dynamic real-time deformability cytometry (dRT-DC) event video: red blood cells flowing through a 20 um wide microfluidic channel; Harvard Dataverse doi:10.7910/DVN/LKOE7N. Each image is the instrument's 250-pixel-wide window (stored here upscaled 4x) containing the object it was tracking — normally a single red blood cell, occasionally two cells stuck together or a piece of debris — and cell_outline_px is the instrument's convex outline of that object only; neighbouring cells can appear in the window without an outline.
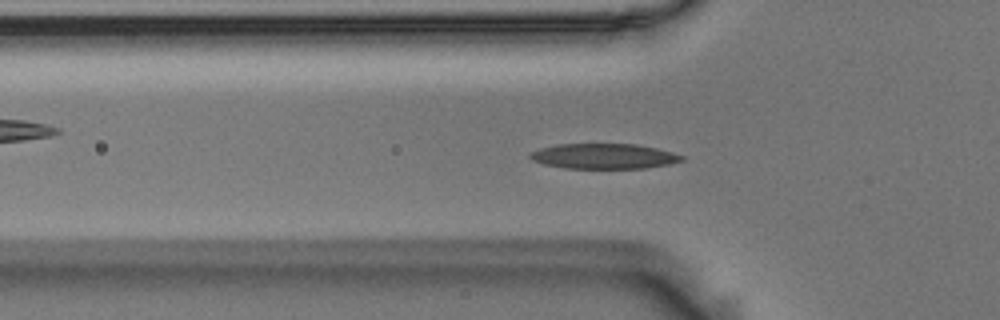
{"species": "Egyptian fruit bat (a non-hibernating species)", "species_latin": "Rousettus aegyptiacus", "temperature_condition": "room temperature", "stored_images_in_passage": 52, "camera_frame_rate_fps": 3000, "um_per_image_px": 0.085, "animal": {"sex": "male"}, "frame": {"image": 1, "passage_image": 14, "time_ms": 4.333, "image_size_px": [1000, 320], "cell_outline_px": [[684, 160], [668, 164], [644, 168], [564, 168], [544, 164], [532, 160], [528, 156], [532, 152], [540, 148], [556, 144], [636, 144], [656, 148], [672, 152], [684, 156]], "centroid_in_image_um": [51.32, 13.27], "position_along_channel_um": 74.5, "area_um2": 22.2}}
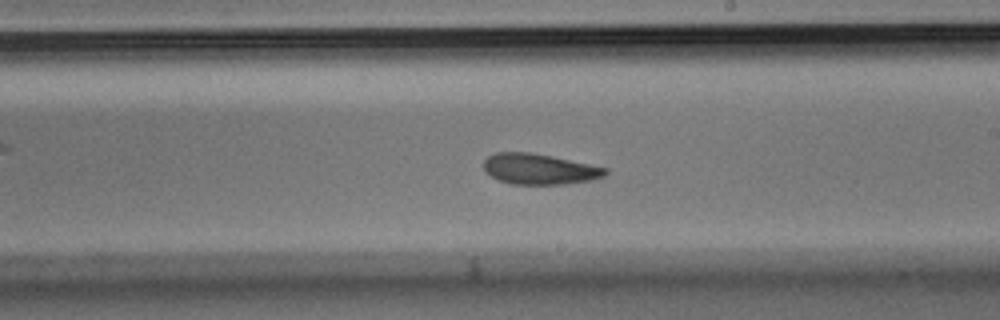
{"frame": {"image": 2, "passage_image": 28, "time_ms": 9.0, "image_size_px": [1000, 320], "cell_outline_px": [[608, 172], [604, 176], [592, 180], [564, 184], [512, 184], [500, 180], [492, 176], [484, 168], [484, 160], [488, 156], [496, 152], [528, 152], [552, 156], [608, 168]], "centroid_in_image_um": [45.87, 14.36], "position_along_channel_um": 243.1, "area_um2": 21.56}}
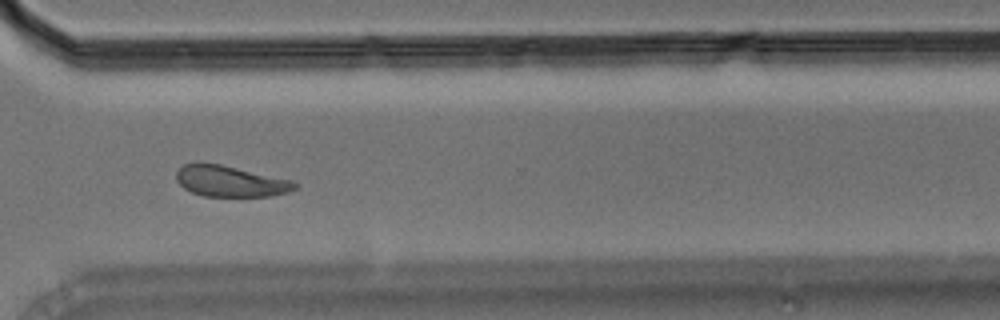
{"frame": {"image": 3, "passage_image": 37, "time_ms": 12.0, "image_size_px": [1000, 320], "cell_outline_px": [[296, 188], [288, 192], [272, 196], [204, 196], [192, 192], [184, 188], [176, 180], [176, 172], [184, 164], [220, 164], [292, 180], [296, 184]], "centroid_in_image_um": [19.58, 15.42], "position_along_channel_um": 351.0, "area_um2": 21.04}, "authors_computed_cell_mechanics": {"area_um2": 22.2241, "velocity_mm_per_s": 3.5958, "shape_relaxation_time_tau1_ms": 3.1304, "shape_relaxation_time_tau2_ms": 3.1199, "deformation_change_tau1": 0.1353, "deformation_change_tau2": 0.1034}}